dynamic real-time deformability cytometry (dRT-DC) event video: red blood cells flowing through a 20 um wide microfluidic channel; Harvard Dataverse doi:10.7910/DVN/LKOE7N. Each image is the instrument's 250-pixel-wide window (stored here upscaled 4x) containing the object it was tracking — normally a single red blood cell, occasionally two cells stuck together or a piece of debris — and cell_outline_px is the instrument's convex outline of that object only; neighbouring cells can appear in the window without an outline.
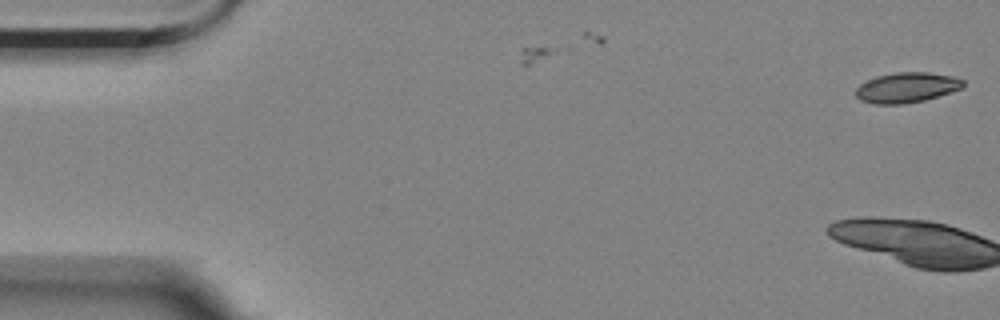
{"species": "Egyptian fruit bat (a non-hibernating species)", "species_latin": "Rousettus aegyptiacus", "temperature_condition": "room temperature", "stored_images_in_passage": 2, "camera_frame_rate_fps": 3000, "um_per_image_px": 0.085, "animal": {"sex": "female"}, "frame": {"image": 1, "passage_image": 2, "time_ms": 0.333, "image_size_px": [1000, 320], "cell_outline_px": [[964, 88], [924, 100], [904, 104], [872, 104], [860, 100], [856, 96], [856, 88], [860, 84], [876, 76], [896, 72], [928, 72], [952, 76], [964, 80]], "centroid_in_image_um": [77.07, 7.44], "position_along_channel_um": 7.9, "area_um2": 18.96}}